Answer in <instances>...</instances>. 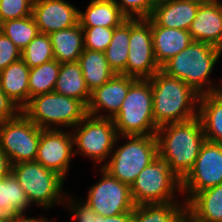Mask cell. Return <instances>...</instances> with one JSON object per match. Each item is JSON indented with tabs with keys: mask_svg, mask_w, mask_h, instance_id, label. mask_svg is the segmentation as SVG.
<instances>
[{
	"mask_svg": "<svg viewBox=\"0 0 222 222\" xmlns=\"http://www.w3.org/2000/svg\"><path fill=\"white\" fill-rule=\"evenodd\" d=\"M21 59L29 68L53 60V48L49 35L39 32L21 51Z\"/></svg>",
	"mask_w": 222,
	"mask_h": 222,
	"instance_id": "obj_32",
	"label": "cell"
},
{
	"mask_svg": "<svg viewBox=\"0 0 222 222\" xmlns=\"http://www.w3.org/2000/svg\"><path fill=\"white\" fill-rule=\"evenodd\" d=\"M11 173L25 191L30 205L34 206V203L43 209H50L55 204L63 205L65 179L57 172L36 161H28L13 164Z\"/></svg>",
	"mask_w": 222,
	"mask_h": 222,
	"instance_id": "obj_7",
	"label": "cell"
},
{
	"mask_svg": "<svg viewBox=\"0 0 222 222\" xmlns=\"http://www.w3.org/2000/svg\"><path fill=\"white\" fill-rule=\"evenodd\" d=\"M21 112L39 128L63 130L82 121L87 107L78 99L50 92L30 98Z\"/></svg>",
	"mask_w": 222,
	"mask_h": 222,
	"instance_id": "obj_4",
	"label": "cell"
},
{
	"mask_svg": "<svg viewBox=\"0 0 222 222\" xmlns=\"http://www.w3.org/2000/svg\"><path fill=\"white\" fill-rule=\"evenodd\" d=\"M27 214L25 213H20L18 215L15 216H11V222H51L49 221V219L45 216H41L39 218H34V217H29V216H25Z\"/></svg>",
	"mask_w": 222,
	"mask_h": 222,
	"instance_id": "obj_41",
	"label": "cell"
},
{
	"mask_svg": "<svg viewBox=\"0 0 222 222\" xmlns=\"http://www.w3.org/2000/svg\"><path fill=\"white\" fill-rule=\"evenodd\" d=\"M32 16L39 32L47 35L79 23V9L66 0H34Z\"/></svg>",
	"mask_w": 222,
	"mask_h": 222,
	"instance_id": "obj_16",
	"label": "cell"
},
{
	"mask_svg": "<svg viewBox=\"0 0 222 222\" xmlns=\"http://www.w3.org/2000/svg\"><path fill=\"white\" fill-rule=\"evenodd\" d=\"M153 93L149 79H136L112 119L119 136L153 135L158 127L153 118Z\"/></svg>",
	"mask_w": 222,
	"mask_h": 222,
	"instance_id": "obj_5",
	"label": "cell"
},
{
	"mask_svg": "<svg viewBox=\"0 0 222 222\" xmlns=\"http://www.w3.org/2000/svg\"><path fill=\"white\" fill-rule=\"evenodd\" d=\"M200 4L192 0H158L150 18L158 26L189 30Z\"/></svg>",
	"mask_w": 222,
	"mask_h": 222,
	"instance_id": "obj_18",
	"label": "cell"
},
{
	"mask_svg": "<svg viewBox=\"0 0 222 222\" xmlns=\"http://www.w3.org/2000/svg\"><path fill=\"white\" fill-rule=\"evenodd\" d=\"M151 32L155 60L160 67L193 42L188 30L158 26L152 19Z\"/></svg>",
	"mask_w": 222,
	"mask_h": 222,
	"instance_id": "obj_19",
	"label": "cell"
},
{
	"mask_svg": "<svg viewBox=\"0 0 222 222\" xmlns=\"http://www.w3.org/2000/svg\"><path fill=\"white\" fill-rule=\"evenodd\" d=\"M221 55V49L207 43L193 41L180 53L166 61L161 66V70L169 76L184 81L199 95L218 92L222 90V82L220 86L215 85L210 74Z\"/></svg>",
	"mask_w": 222,
	"mask_h": 222,
	"instance_id": "obj_3",
	"label": "cell"
},
{
	"mask_svg": "<svg viewBox=\"0 0 222 222\" xmlns=\"http://www.w3.org/2000/svg\"><path fill=\"white\" fill-rule=\"evenodd\" d=\"M189 33L193 41L207 43L222 50V2L199 5Z\"/></svg>",
	"mask_w": 222,
	"mask_h": 222,
	"instance_id": "obj_17",
	"label": "cell"
},
{
	"mask_svg": "<svg viewBox=\"0 0 222 222\" xmlns=\"http://www.w3.org/2000/svg\"><path fill=\"white\" fill-rule=\"evenodd\" d=\"M71 131L42 129L36 162L66 178L74 156Z\"/></svg>",
	"mask_w": 222,
	"mask_h": 222,
	"instance_id": "obj_14",
	"label": "cell"
},
{
	"mask_svg": "<svg viewBox=\"0 0 222 222\" xmlns=\"http://www.w3.org/2000/svg\"><path fill=\"white\" fill-rule=\"evenodd\" d=\"M21 59V50L0 31V72Z\"/></svg>",
	"mask_w": 222,
	"mask_h": 222,
	"instance_id": "obj_37",
	"label": "cell"
},
{
	"mask_svg": "<svg viewBox=\"0 0 222 222\" xmlns=\"http://www.w3.org/2000/svg\"><path fill=\"white\" fill-rule=\"evenodd\" d=\"M130 19L114 28L112 40L104 51L109 67L117 74L126 75L129 52Z\"/></svg>",
	"mask_w": 222,
	"mask_h": 222,
	"instance_id": "obj_29",
	"label": "cell"
},
{
	"mask_svg": "<svg viewBox=\"0 0 222 222\" xmlns=\"http://www.w3.org/2000/svg\"><path fill=\"white\" fill-rule=\"evenodd\" d=\"M21 113V110L0 88V123L13 119Z\"/></svg>",
	"mask_w": 222,
	"mask_h": 222,
	"instance_id": "obj_38",
	"label": "cell"
},
{
	"mask_svg": "<svg viewBox=\"0 0 222 222\" xmlns=\"http://www.w3.org/2000/svg\"><path fill=\"white\" fill-rule=\"evenodd\" d=\"M192 1H196V2L203 4V3H212V2H215L218 0H192Z\"/></svg>",
	"mask_w": 222,
	"mask_h": 222,
	"instance_id": "obj_44",
	"label": "cell"
},
{
	"mask_svg": "<svg viewBox=\"0 0 222 222\" xmlns=\"http://www.w3.org/2000/svg\"><path fill=\"white\" fill-rule=\"evenodd\" d=\"M160 69L153 51L151 18L130 19L126 75L136 79H150Z\"/></svg>",
	"mask_w": 222,
	"mask_h": 222,
	"instance_id": "obj_11",
	"label": "cell"
},
{
	"mask_svg": "<svg viewBox=\"0 0 222 222\" xmlns=\"http://www.w3.org/2000/svg\"><path fill=\"white\" fill-rule=\"evenodd\" d=\"M12 172V163L8 156L0 150V180Z\"/></svg>",
	"mask_w": 222,
	"mask_h": 222,
	"instance_id": "obj_39",
	"label": "cell"
},
{
	"mask_svg": "<svg viewBox=\"0 0 222 222\" xmlns=\"http://www.w3.org/2000/svg\"><path fill=\"white\" fill-rule=\"evenodd\" d=\"M128 19L149 18L158 0H113Z\"/></svg>",
	"mask_w": 222,
	"mask_h": 222,
	"instance_id": "obj_35",
	"label": "cell"
},
{
	"mask_svg": "<svg viewBox=\"0 0 222 222\" xmlns=\"http://www.w3.org/2000/svg\"><path fill=\"white\" fill-rule=\"evenodd\" d=\"M30 68L20 59L0 72V88L22 110L29 102Z\"/></svg>",
	"mask_w": 222,
	"mask_h": 222,
	"instance_id": "obj_20",
	"label": "cell"
},
{
	"mask_svg": "<svg viewBox=\"0 0 222 222\" xmlns=\"http://www.w3.org/2000/svg\"><path fill=\"white\" fill-rule=\"evenodd\" d=\"M54 92L78 99L87 107L91 98V92L84 80L78 61L60 63Z\"/></svg>",
	"mask_w": 222,
	"mask_h": 222,
	"instance_id": "obj_23",
	"label": "cell"
},
{
	"mask_svg": "<svg viewBox=\"0 0 222 222\" xmlns=\"http://www.w3.org/2000/svg\"><path fill=\"white\" fill-rule=\"evenodd\" d=\"M54 59L59 63L76 62L84 51L83 28L79 23L71 28L49 34Z\"/></svg>",
	"mask_w": 222,
	"mask_h": 222,
	"instance_id": "obj_24",
	"label": "cell"
},
{
	"mask_svg": "<svg viewBox=\"0 0 222 222\" xmlns=\"http://www.w3.org/2000/svg\"><path fill=\"white\" fill-rule=\"evenodd\" d=\"M198 117L206 140L222 144V90L199 96Z\"/></svg>",
	"mask_w": 222,
	"mask_h": 222,
	"instance_id": "obj_21",
	"label": "cell"
},
{
	"mask_svg": "<svg viewBox=\"0 0 222 222\" xmlns=\"http://www.w3.org/2000/svg\"><path fill=\"white\" fill-rule=\"evenodd\" d=\"M81 27L116 28L128 18L113 0H91L85 11L79 10Z\"/></svg>",
	"mask_w": 222,
	"mask_h": 222,
	"instance_id": "obj_22",
	"label": "cell"
},
{
	"mask_svg": "<svg viewBox=\"0 0 222 222\" xmlns=\"http://www.w3.org/2000/svg\"><path fill=\"white\" fill-rule=\"evenodd\" d=\"M135 80L136 78L116 73L101 87L91 92V98L87 105V114L113 119L120 111L129 87ZM104 110H107L108 114L102 113Z\"/></svg>",
	"mask_w": 222,
	"mask_h": 222,
	"instance_id": "obj_15",
	"label": "cell"
},
{
	"mask_svg": "<svg viewBox=\"0 0 222 222\" xmlns=\"http://www.w3.org/2000/svg\"><path fill=\"white\" fill-rule=\"evenodd\" d=\"M82 28L84 49L101 52H104L107 49L112 40L114 28L103 26Z\"/></svg>",
	"mask_w": 222,
	"mask_h": 222,
	"instance_id": "obj_33",
	"label": "cell"
},
{
	"mask_svg": "<svg viewBox=\"0 0 222 222\" xmlns=\"http://www.w3.org/2000/svg\"><path fill=\"white\" fill-rule=\"evenodd\" d=\"M42 128H39L22 112L13 119L0 123V150L12 165L35 161Z\"/></svg>",
	"mask_w": 222,
	"mask_h": 222,
	"instance_id": "obj_10",
	"label": "cell"
},
{
	"mask_svg": "<svg viewBox=\"0 0 222 222\" xmlns=\"http://www.w3.org/2000/svg\"><path fill=\"white\" fill-rule=\"evenodd\" d=\"M187 210L201 222H222V184L196 193Z\"/></svg>",
	"mask_w": 222,
	"mask_h": 222,
	"instance_id": "obj_25",
	"label": "cell"
},
{
	"mask_svg": "<svg viewBox=\"0 0 222 222\" xmlns=\"http://www.w3.org/2000/svg\"><path fill=\"white\" fill-rule=\"evenodd\" d=\"M74 155L92 159L103 167L112 154L114 145L120 140L114 121L110 118L87 114L72 128ZM119 139V140H118Z\"/></svg>",
	"mask_w": 222,
	"mask_h": 222,
	"instance_id": "obj_8",
	"label": "cell"
},
{
	"mask_svg": "<svg viewBox=\"0 0 222 222\" xmlns=\"http://www.w3.org/2000/svg\"><path fill=\"white\" fill-rule=\"evenodd\" d=\"M0 31L7 36L21 51L39 33L32 15L0 23Z\"/></svg>",
	"mask_w": 222,
	"mask_h": 222,
	"instance_id": "obj_31",
	"label": "cell"
},
{
	"mask_svg": "<svg viewBox=\"0 0 222 222\" xmlns=\"http://www.w3.org/2000/svg\"><path fill=\"white\" fill-rule=\"evenodd\" d=\"M59 70L60 63L56 59L30 68L28 78L29 100L37 95L54 92Z\"/></svg>",
	"mask_w": 222,
	"mask_h": 222,
	"instance_id": "obj_30",
	"label": "cell"
},
{
	"mask_svg": "<svg viewBox=\"0 0 222 222\" xmlns=\"http://www.w3.org/2000/svg\"><path fill=\"white\" fill-rule=\"evenodd\" d=\"M178 222H201L196 219L188 210L180 217Z\"/></svg>",
	"mask_w": 222,
	"mask_h": 222,
	"instance_id": "obj_42",
	"label": "cell"
},
{
	"mask_svg": "<svg viewBox=\"0 0 222 222\" xmlns=\"http://www.w3.org/2000/svg\"><path fill=\"white\" fill-rule=\"evenodd\" d=\"M0 222H11V216H0Z\"/></svg>",
	"mask_w": 222,
	"mask_h": 222,
	"instance_id": "obj_43",
	"label": "cell"
},
{
	"mask_svg": "<svg viewBox=\"0 0 222 222\" xmlns=\"http://www.w3.org/2000/svg\"><path fill=\"white\" fill-rule=\"evenodd\" d=\"M155 135L158 157L182 180L192 169L206 141L200 118L163 125Z\"/></svg>",
	"mask_w": 222,
	"mask_h": 222,
	"instance_id": "obj_1",
	"label": "cell"
},
{
	"mask_svg": "<svg viewBox=\"0 0 222 222\" xmlns=\"http://www.w3.org/2000/svg\"><path fill=\"white\" fill-rule=\"evenodd\" d=\"M130 188L135 205L174 202L175 193L182 194L181 179L158 156L138 174Z\"/></svg>",
	"mask_w": 222,
	"mask_h": 222,
	"instance_id": "obj_9",
	"label": "cell"
},
{
	"mask_svg": "<svg viewBox=\"0 0 222 222\" xmlns=\"http://www.w3.org/2000/svg\"><path fill=\"white\" fill-rule=\"evenodd\" d=\"M126 143L117 146L102 167L112 177L131 187L138 174L157 156L156 135L122 136Z\"/></svg>",
	"mask_w": 222,
	"mask_h": 222,
	"instance_id": "obj_6",
	"label": "cell"
},
{
	"mask_svg": "<svg viewBox=\"0 0 222 222\" xmlns=\"http://www.w3.org/2000/svg\"><path fill=\"white\" fill-rule=\"evenodd\" d=\"M178 202L135 205L133 222H178L187 211L186 202Z\"/></svg>",
	"mask_w": 222,
	"mask_h": 222,
	"instance_id": "obj_27",
	"label": "cell"
},
{
	"mask_svg": "<svg viewBox=\"0 0 222 222\" xmlns=\"http://www.w3.org/2000/svg\"><path fill=\"white\" fill-rule=\"evenodd\" d=\"M29 206L25 191L12 173L0 180V216L25 213Z\"/></svg>",
	"mask_w": 222,
	"mask_h": 222,
	"instance_id": "obj_28",
	"label": "cell"
},
{
	"mask_svg": "<svg viewBox=\"0 0 222 222\" xmlns=\"http://www.w3.org/2000/svg\"><path fill=\"white\" fill-rule=\"evenodd\" d=\"M99 222H133L132 212H125L116 216L105 217L99 214Z\"/></svg>",
	"mask_w": 222,
	"mask_h": 222,
	"instance_id": "obj_40",
	"label": "cell"
},
{
	"mask_svg": "<svg viewBox=\"0 0 222 222\" xmlns=\"http://www.w3.org/2000/svg\"><path fill=\"white\" fill-rule=\"evenodd\" d=\"M153 93V118L159 128L198 116L199 94L184 81L161 69L150 79Z\"/></svg>",
	"mask_w": 222,
	"mask_h": 222,
	"instance_id": "obj_2",
	"label": "cell"
},
{
	"mask_svg": "<svg viewBox=\"0 0 222 222\" xmlns=\"http://www.w3.org/2000/svg\"><path fill=\"white\" fill-rule=\"evenodd\" d=\"M34 0H0V23L32 15Z\"/></svg>",
	"mask_w": 222,
	"mask_h": 222,
	"instance_id": "obj_34",
	"label": "cell"
},
{
	"mask_svg": "<svg viewBox=\"0 0 222 222\" xmlns=\"http://www.w3.org/2000/svg\"><path fill=\"white\" fill-rule=\"evenodd\" d=\"M72 196L65 195V200L63 205L67 209L72 211L73 220L76 222H99V214L96 213L84 200H74ZM70 199V200H69ZM81 201V202H80Z\"/></svg>",
	"mask_w": 222,
	"mask_h": 222,
	"instance_id": "obj_36",
	"label": "cell"
},
{
	"mask_svg": "<svg viewBox=\"0 0 222 222\" xmlns=\"http://www.w3.org/2000/svg\"><path fill=\"white\" fill-rule=\"evenodd\" d=\"M78 62L90 92L101 87L116 74L101 51L84 49Z\"/></svg>",
	"mask_w": 222,
	"mask_h": 222,
	"instance_id": "obj_26",
	"label": "cell"
},
{
	"mask_svg": "<svg viewBox=\"0 0 222 222\" xmlns=\"http://www.w3.org/2000/svg\"><path fill=\"white\" fill-rule=\"evenodd\" d=\"M101 179L90 187L85 202L98 214L116 216L125 212H133L135 204L129 185L112 177L102 167Z\"/></svg>",
	"mask_w": 222,
	"mask_h": 222,
	"instance_id": "obj_13",
	"label": "cell"
},
{
	"mask_svg": "<svg viewBox=\"0 0 222 222\" xmlns=\"http://www.w3.org/2000/svg\"><path fill=\"white\" fill-rule=\"evenodd\" d=\"M222 184V144L205 141L188 174L181 180L187 203L196 193Z\"/></svg>",
	"mask_w": 222,
	"mask_h": 222,
	"instance_id": "obj_12",
	"label": "cell"
}]
</instances>
